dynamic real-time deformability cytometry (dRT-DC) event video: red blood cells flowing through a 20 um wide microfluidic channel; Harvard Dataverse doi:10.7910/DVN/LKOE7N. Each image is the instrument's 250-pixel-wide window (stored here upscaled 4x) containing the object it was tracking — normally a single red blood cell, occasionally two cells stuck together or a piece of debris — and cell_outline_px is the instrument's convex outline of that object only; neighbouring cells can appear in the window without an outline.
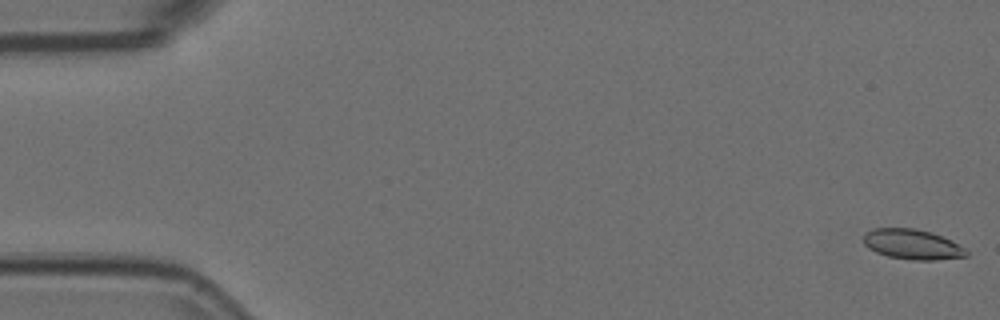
{"species": "Egyptian fruit bat (a non-hibernating species)", "species_latin": "Rousettus aegyptiacus", "temperature_condition": "room temperature", "stored_images_in_passage": 5, "camera_frame_rate_fps": 3000, "um_per_image_px": 0.085, "animal": {"sex": "female"}, "frame": {"image": 1, "passage_image": 1, "time_ms": 0.0, "image_size_px": [1000, 320], "cell_outline_px": [[968, 256], [936, 260], [912, 260], [888, 256], [876, 252], [868, 248], [864, 244], [864, 232], [876, 228], [916, 228], [932, 232], [952, 240], [964, 248], [968, 252]], "centroid_in_image_um": [77.55, 20.76], "position_along_channel_um": 7.4, "area_um2": 18.15}}
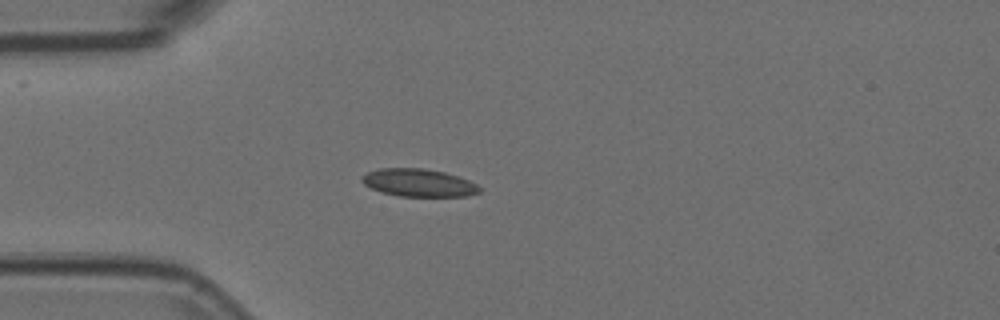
{"frame": {"image": 2, "passage_image": 5, "time_ms": 1.333, "image_size_px": [1000, 320], "cell_outline_px": [[480, 192], [468, 196], [400, 196], [384, 192], [372, 188], [364, 184], [360, 180], [360, 176], [368, 172], [380, 168], [424, 168], [444, 172], [468, 180], [476, 184], [480, 188]], "centroid_in_image_um": [35.57, 15.53], "position_along_channel_um": 49.4, "area_um2": 18.84}}